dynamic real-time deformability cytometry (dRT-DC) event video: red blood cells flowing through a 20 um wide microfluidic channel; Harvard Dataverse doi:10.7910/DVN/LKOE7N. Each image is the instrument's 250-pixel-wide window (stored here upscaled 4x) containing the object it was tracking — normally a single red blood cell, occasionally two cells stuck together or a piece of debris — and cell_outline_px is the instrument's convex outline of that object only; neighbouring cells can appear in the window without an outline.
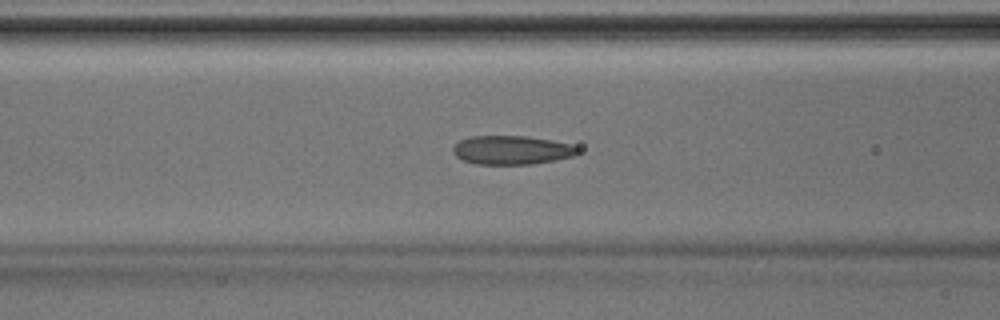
{"species": "Egyptian fruit bat (a non-hibernating species)", "species_latin": "Rousettus aegyptiacus", "temperature_condition": "room temperature", "stored_images_in_passage": 42, "segment_of_instrument_passage": [1, 2], "camera_frame_rate_fps": 3000, "um_per_image_px": 0.085, "animal": {"sex": "male"}, "frame": {"image": 1, "passage_image": 15, "time_ms": 4.667, "image_size_px": [1000, 320], "cell_outline_px": [[580, 152], [576, 156], [556, 160], [532, 164], [476, 164], [464, 160], [456, 156], [452, 152], [452, 148], [460, 140], [468, 136], [524, 136], [552, 140], [572, 144], [580, 148]], "centroid_in_image_um": [43.54, 12.75], "position_along_channel_um": 123.1, "area_um2": 21.15}}
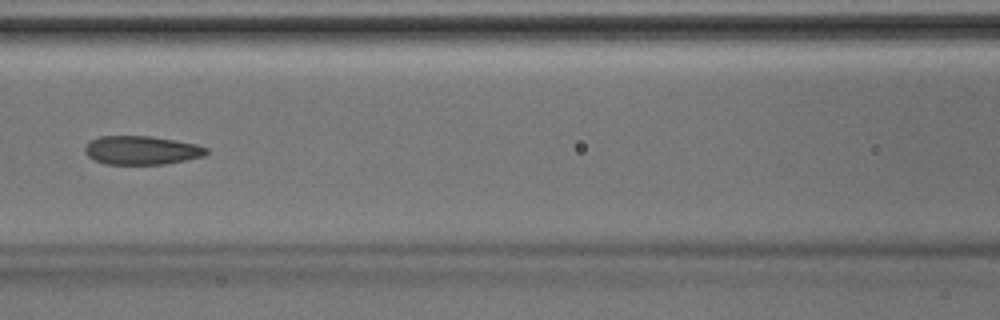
{"frame": {"image": 2, "passage_image": 17, "time_ms": 5.333, "image_size_px": [1000, 320], "cell_outline_px": [[208, 152], [204, 156], [164, 164], [108, 164], [96, 160], [88, 156], [84, 152], [84, 148], [92, 140], [100, 136], [152, 136], [176, 140], [196, 144], [208, 148]], "centroid_in_image_um": [12.06, 12.76], "position_along_channel_um": 154.5, "area_um2": 20.17}}
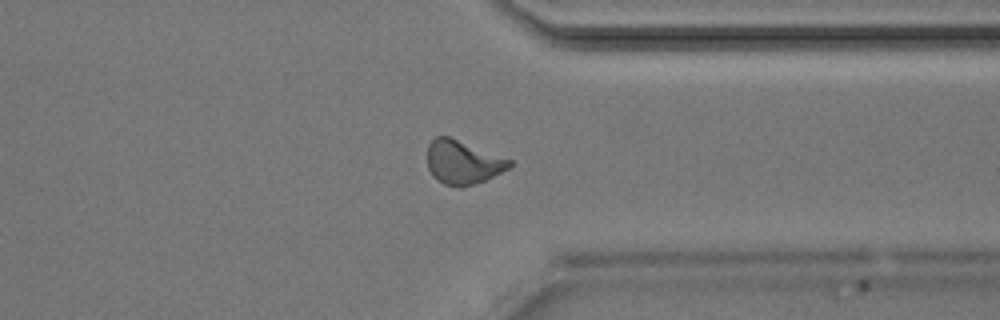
{"frame": {"image": 3, "passage_image": 31, "time_ms": 10.0, "image_size_px": [1000, 320], "cell_outline_px": [[512, 164], [508, 168], [484, 180], [460, 188], [444, 184], [432, 176], [428, 168], [428, 144], [436, 136], [448, 136], [512, 160]], "centroid_in_image_um": [39.31, 13.79], "position_along_channel_um": 372.1, "area_um2": 20.63}}